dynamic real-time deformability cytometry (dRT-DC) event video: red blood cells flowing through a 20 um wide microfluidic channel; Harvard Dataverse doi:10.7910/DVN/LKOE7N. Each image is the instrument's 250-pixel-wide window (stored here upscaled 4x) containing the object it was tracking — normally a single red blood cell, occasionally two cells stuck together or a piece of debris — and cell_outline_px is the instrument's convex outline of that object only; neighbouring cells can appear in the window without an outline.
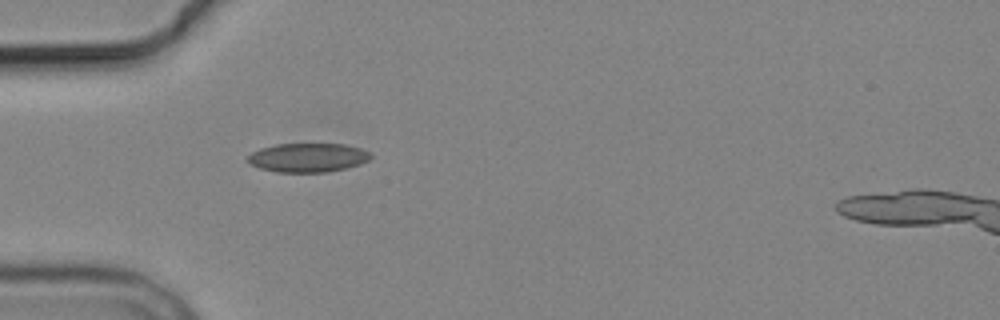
{"species": "common noctule bat (a hibernating species)", "species_latin": "Nyctalus noctula", "temperature_condition": "cold", "stored_images_in_passage": 1, "camera_frame_rate_fps": 3000, "um_per_image_px": 0.085, "animal": {"sex": "male", "body_mass_g": 19.2, "forearm_length_mm": 51.8}, "frame": {"image": 1, "passage_image": 1, "time_ms": 0.0, "image_size_px": [1000, 320], "cell_outline_px": [[372, 156], [368, 160], [360, 164], [328, 172], [276, 172], [260, 168], [248, 164], [244, 160], [252, 152], [260, 148], [276, 144], [344, 144], [360, 148], [368, 152]], "centroid_in_image_um": [26.11, 13.4], "position_along_channel_um": 58.9, "area_um2": 20.81}}